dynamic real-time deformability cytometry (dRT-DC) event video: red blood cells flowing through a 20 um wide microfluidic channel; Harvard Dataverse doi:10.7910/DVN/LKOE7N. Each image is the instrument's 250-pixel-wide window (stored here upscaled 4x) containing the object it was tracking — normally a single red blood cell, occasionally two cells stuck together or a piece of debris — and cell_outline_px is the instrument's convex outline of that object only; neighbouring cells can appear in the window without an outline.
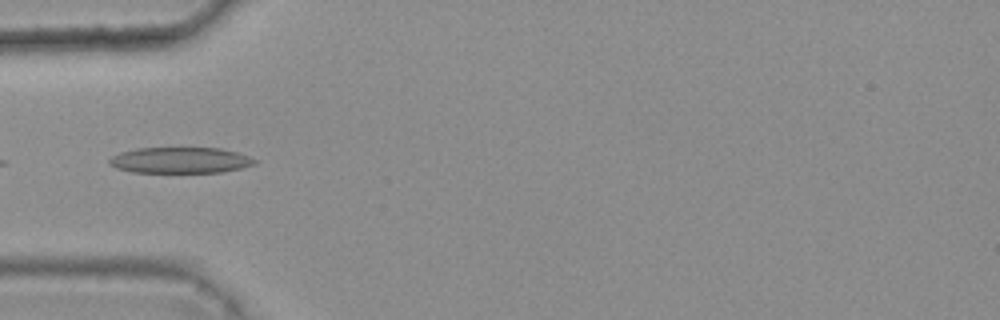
{"species": "common noctule bat (a hibernating species)", "species_latin": "Nyctalus noctula", "temperature_condition": "warm", "stored_images_in_passage": 8, "camera_frame_rate_fps": 3000, "um_per_image_px": 0.085, "animal": {"sex": "female", "body_mass_g": 25.1}, "frame": {"image": 1, "passage_image": 5, "time_ms": 1.333, "image_size_px": [1000, 320], "cell_outline_px": [[256, 164], [244, 168], [224, 172], [132, 172], [116, 168], [108, 160], [112, 156], [120, 152], [136, 148], [220, 148], [236, 152], [248, 156], [256, 160]], "centroid_in_image_um": [15.35, 13.62], "position_along_channel_um": 69.7, "area_um2": 21.96}}
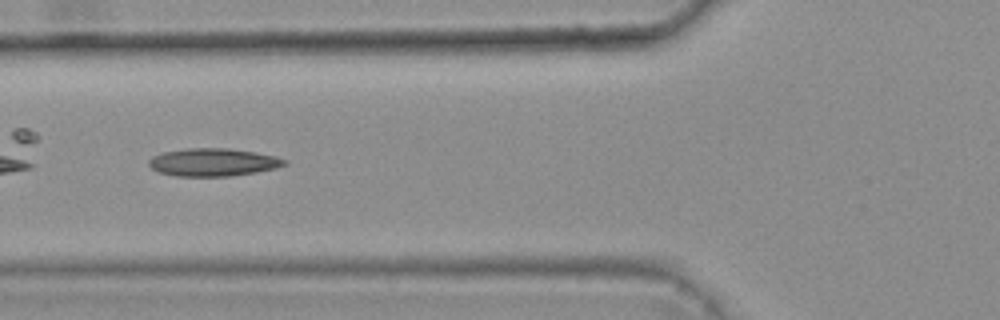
{"frame": {"image": 2, "passage_image": 6, "time_ms": 1.667, "image_size_px": [1000, 320], "cell_outline_px": [[288, 164], [276, 168], [256, 172], [232, 176], [176, 176], [160, 172], [152, 168], [148, 164], [148, 160], [152, 156], [164, 152], [188, 148], [228, 148], [256, 152], [276, 156], [288, 160]], "centroid_in_image_um": [18.15, 13.79], "position_along_channel_um": 107.6, "area_um2": 22.08}}
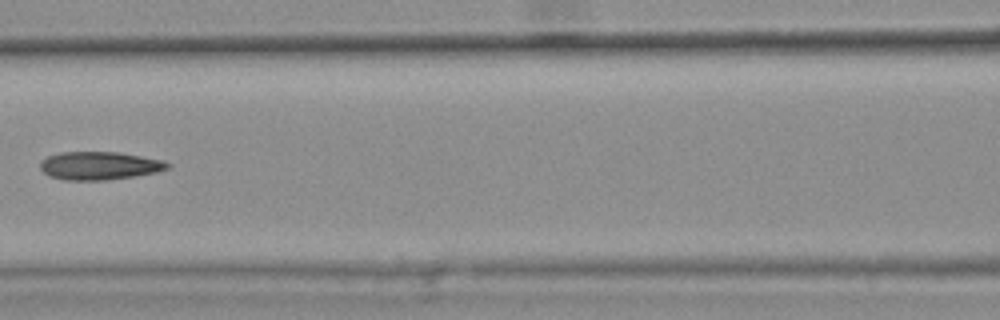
{"frame": {"image": 3, "passage_image": 7, "time_ms": 2.0, "image_size_px": [1000, 320], "cell_outline_px": [[172, 164], [168, 168], [156, 172], [132, 176], [104, 180], [64, 180], [48, 176], [40, 168], [40, 160], [48, 156], [60, 152], [120, 152], [164, 160]], "centroid_in_image_um": [8.44, 14.07], "position_along_channel_um": 158.2, "area_um2": 20.92}}